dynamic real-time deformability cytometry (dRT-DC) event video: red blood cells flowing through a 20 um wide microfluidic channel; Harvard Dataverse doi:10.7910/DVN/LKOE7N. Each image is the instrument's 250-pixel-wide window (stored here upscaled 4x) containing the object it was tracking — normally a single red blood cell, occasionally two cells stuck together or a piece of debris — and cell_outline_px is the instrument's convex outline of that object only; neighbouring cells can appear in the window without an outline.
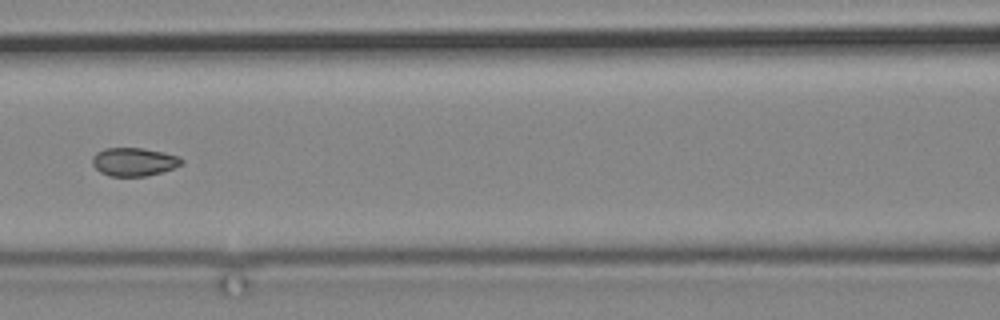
{"species": "common noctule bat (a hibernating species)", "species_latin": "Nyctalus noctula", "temperature_condition": "cold", "stored_images_in_passage": 17, "camera_frame_rate_fps": 3000, "um_per_image_px": 0.085, "animal": {"sex": "male", "body_mass_g": 19.2, "forearm_length_mm": 51.8}, "frame": {"image": 1, "passage_image": 12, "time_ms": 14.0, "image_size_px": [1000, 320], "cell_outline_px": [[184, 164], [160, 172], [144, 176], [108, 176], [100, 172], [92, 164], [92, 156], [96, 152], [104, 148], [144, 148], [164, 152], [176, 156], [184, 160]], "centroid_in_image_um": [11.36, 13.74], "position_along_channel_um": 155.2, "area_um2": 14.74}}
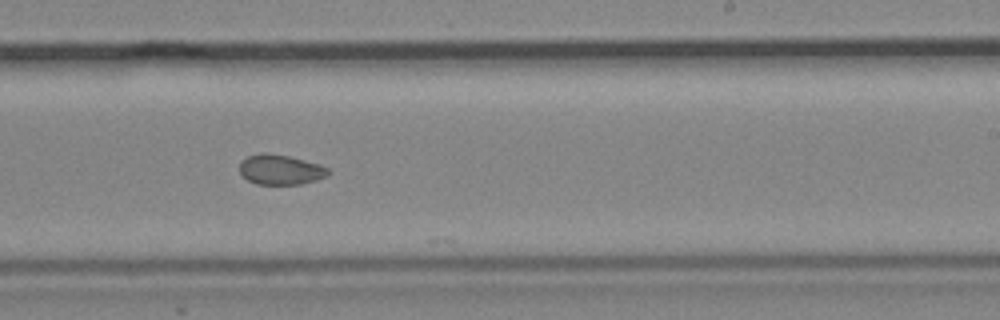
{"frame": {"image": 2, "passage_image": 15, "time_ms": 17.333, "image_size_px": [1000, 320], "cell_outline_px": [[328, 176], [316, 180], [300, 184], [256, 184], [248, 180], [240, 172], [240, 160], [248, 156], [260, 152], [264, 152], [288, 156], [320, 164], [328, 168]], "centroid_in_image_um": [23.83, 14.41], "position_along_channel_um": 265.2, "area_um2": 15.49}}
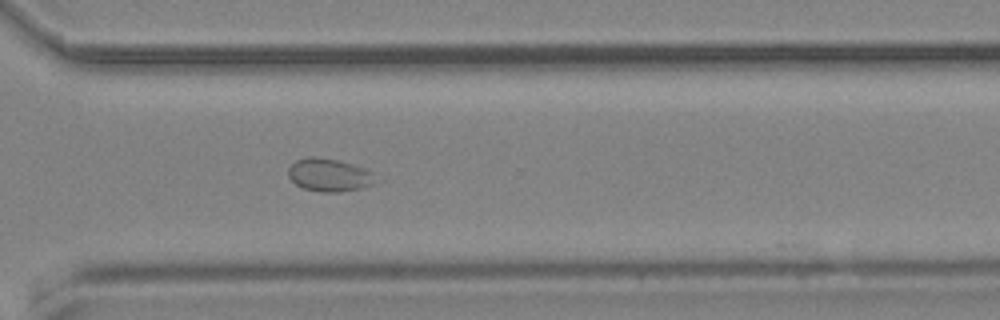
{"frame": {"image": 3, "passage_image": 17, "time_ms": 19.667, "image_size_px": [1000, 320], "cell_outline_px": [[376, 184], [360, 188], [340, 192], [320, 192], [304, 188], [296, 184], [288, 176], [288, 168], [296, 160], [308, 156], [316, 156], [336, 160], [352, 164], [364, 168], [372, 172]], "centroid_in_image_um": [27.97, 14.87], "position_along_channel_um": 342.6, "area_um2": 16.7}}